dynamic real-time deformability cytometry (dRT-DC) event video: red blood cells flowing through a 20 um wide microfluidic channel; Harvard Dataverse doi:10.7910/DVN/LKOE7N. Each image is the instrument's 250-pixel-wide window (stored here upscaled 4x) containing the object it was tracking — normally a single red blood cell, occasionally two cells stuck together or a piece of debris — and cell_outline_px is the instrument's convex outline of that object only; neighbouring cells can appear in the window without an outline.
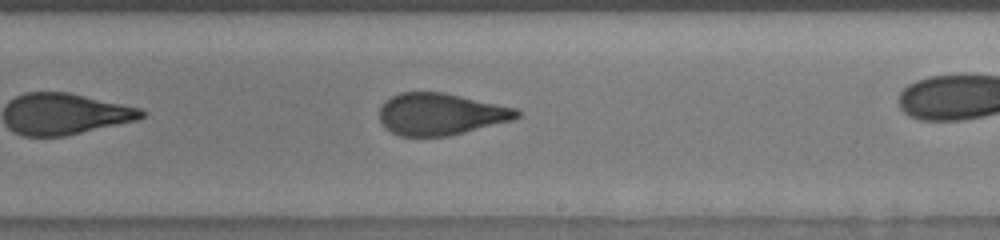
{"species": "human", "species_latin": "Homo sapiens", "temperature_condition": "room temperature", "stored_images_in_passage": 43, "camera_frame_rate_fps": 3000, "um_per_image_px": 0.085, "donor": {"sex": "male"}, "frame": {"image": 1, "passage_image": 25, "time_ms": 5.0, "image_size_px": [1000, 240], "cell_outline_px": [[520, 116], [512, 120], [448, 136], [400, 136], [384, 128], [380, 120], [380, 104], [384, 100], [400, 92], [444, 92], [516, 108], [520, 112]], "centroid_in_image_um": [37.41, 9.69], "position_along_channel_um": 251.6, "area_um2": 33.52}}